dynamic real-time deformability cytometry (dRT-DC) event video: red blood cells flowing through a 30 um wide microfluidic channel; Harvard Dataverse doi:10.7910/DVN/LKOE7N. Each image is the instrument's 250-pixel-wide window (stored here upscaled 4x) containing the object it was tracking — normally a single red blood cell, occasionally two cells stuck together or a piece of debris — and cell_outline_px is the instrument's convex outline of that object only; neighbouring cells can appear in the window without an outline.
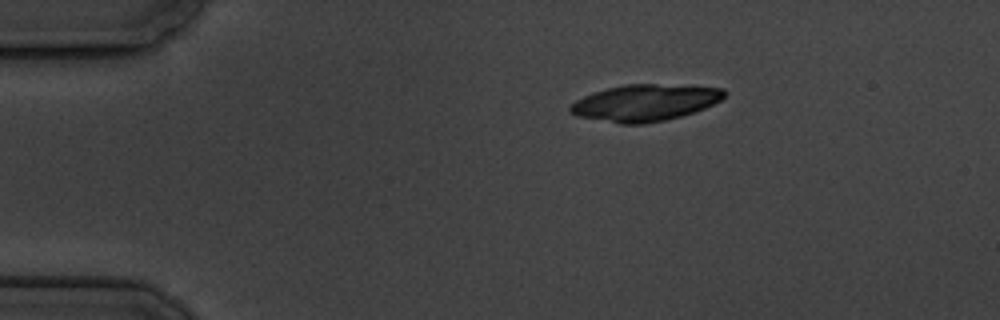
{"species": "common noctule bat (a hibernating species)", "species_latin": "Nyctalus noctula", "temperature_condition": "cold", "stored_images_in_passage": 6, "camera_frame_rate_fps": 3000, "um_per_image_px": 0.085, "animal": {"sex": "male", "body_mass_g": 19.5, "forearm_length_mm": 54.6}, "frame": {"image": 1, "passage_image": 6, "time_ms": 6.667, "image_size_px": [1000, 320], "cell_outline_px": [[728, 92], [720, 100], [704, 108], [680, 116], [664, 120], [644, 124], [620, 124], [576, 116], [568, 112], [568, 108], [576, 100], [584, 96], [608, 88], [624, 84], [656, 84], [724, 88]], "centroid_in_image_um": [54.79, 8.74], "position_along_channel_um": 30.2, "area_um2": 32.66}}